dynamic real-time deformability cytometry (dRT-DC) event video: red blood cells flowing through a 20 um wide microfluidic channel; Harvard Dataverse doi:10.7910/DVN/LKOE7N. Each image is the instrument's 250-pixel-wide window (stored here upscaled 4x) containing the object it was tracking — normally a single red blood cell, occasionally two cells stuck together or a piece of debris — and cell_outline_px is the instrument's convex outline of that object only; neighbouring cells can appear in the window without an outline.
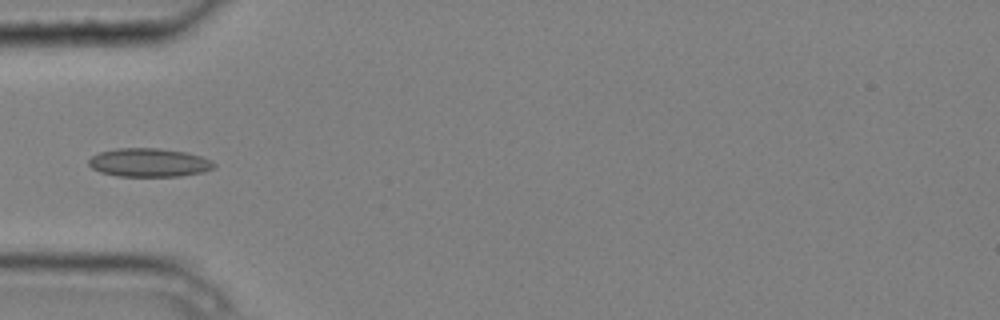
{"species": "common noctule bat (a hibernating species)", "species_latin": "Nyctalus noctula", "temperature_condition": "cold", "stored_images_in_passage": 8, "camera_frame_rate_fps": 3000, "um_per_image_px": 0.085, "animal": {"sex": "male", "body_mass_g": 20.4}, "frame": {"image": 1, "passage_image": 6, "time_ms": 1.667, "image_size_px": [1000, 320], "cell_outline_px": [[216, 168], [204, 172], [180, 176], [120, 176], [100, 172], [92, 168], [88, 164], [88, 160], [92, 156], [100, 152], [116, 148], [160, 148], [184, 152], [200, 156], [212, 160], [216, 164]], "centroid_in_image_um": [12.69, 13.82], "position_along_channel_um": 72.3, "area_um2": 20.92}}
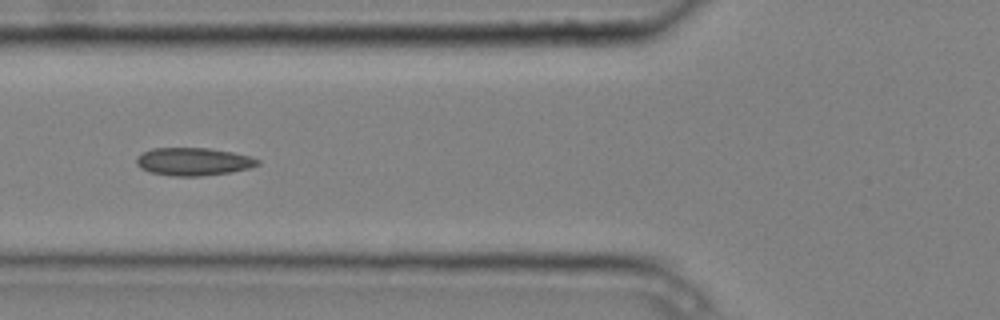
{"frame": {"image": 2, "passage_image": 7, "time_ms": 2.0, "image_size_px": [1000, 320], "cell_outline_px": [[260, 164], [248, 168], [232, 172], [200, 176], [172, 176], [148, 172], [140, 168], [136, 164], [136, 156], [152, 148], [208, 148], [232, 152], [248, 156], [260, 160]], "centroid_in_image_um": [16.4, 13.74], "position_along_channel_um": 109.4, "area_um2": 19.71}}
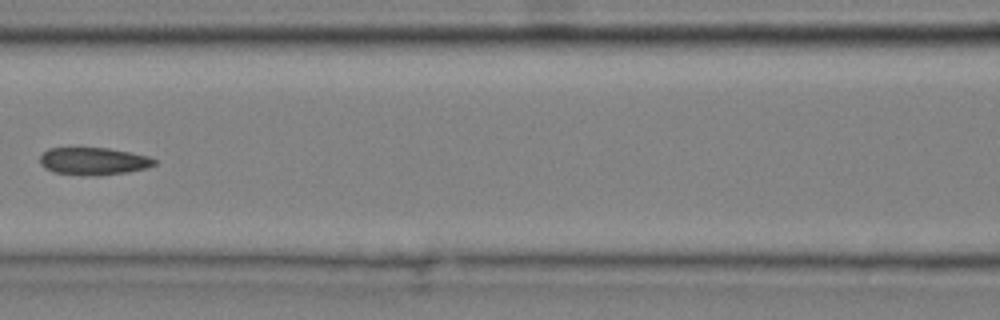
{"frame": {"image": 3, "passage_image": 8, "time_ms": 2.333, "image_size_px": [1000, 320], "cell_outline_px": [[156, 164], [148, 168], [128, 172], [96, 176], [56, 172], [44, 168], [40, 164], [40, 156], [48, 148], [108, 148], [148, 156], [156, 160]], "centroid_in_image_um": [7.96, 13.7], "position_along_channel_um": 158.6, "area_um2": 18.21}}